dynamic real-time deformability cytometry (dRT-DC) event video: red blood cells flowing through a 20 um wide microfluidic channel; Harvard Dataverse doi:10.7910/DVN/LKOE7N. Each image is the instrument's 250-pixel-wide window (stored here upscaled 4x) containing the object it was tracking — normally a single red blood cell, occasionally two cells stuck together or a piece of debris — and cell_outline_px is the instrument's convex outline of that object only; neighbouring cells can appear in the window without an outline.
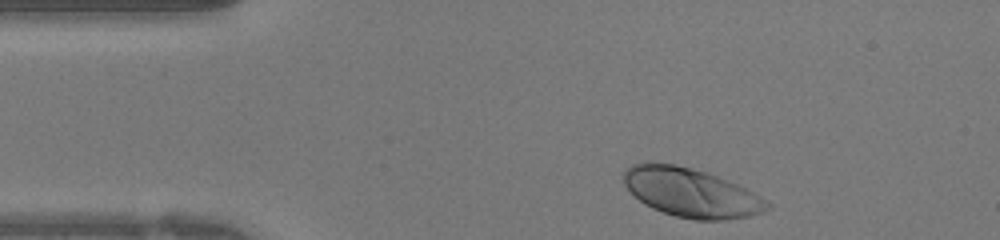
{"species": "human", "species_latin": "Homo sapiens", "temperature_condition": "warm", "stored_images_in_passage": 28, "camera_frame_rate_fps": 3000, "um_per_image_px": 0.085, "donor": {"sex": "female"}, "frame": {"image": 1, "passage_image": 1, "time_ms": 0.0, "image_size_px": [1000, 240], "cell_outline_px": [[772, 208], [764, 212], [748, 216], [724, 220], [696, 220], [676, 216], [652, 208], [644, 204], [624, 184], [624, 168], [632, 164], [644, 160], [648, 160], [676, 164], [708, 172], [736, 184], [760, 196], [772, 204]], "centroid_in_image_um": [58.72, 16.34], "position_along_channel_um": 26.3, "area_um2": 41.21}}
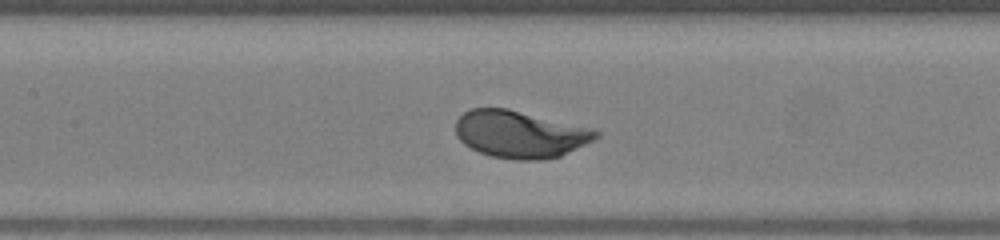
{"frame": {"image": 2, "passage_image": 13, "time_ms": 4.0, "image_size_px": [1000, 240], "cell_outline_px": [[600, 136], [560, 156], [540, 160], [516, 160], [492, 156], [480, 152], [464, 144], [456, 136], [456, 120], [464, 112], [472, 108], [508, 108], [592, 128], [600, 132]], "centroid_in_image_um": [44.19, 11.4], "position_along_channel_um": 163.2, "area_um2": 38.44}}
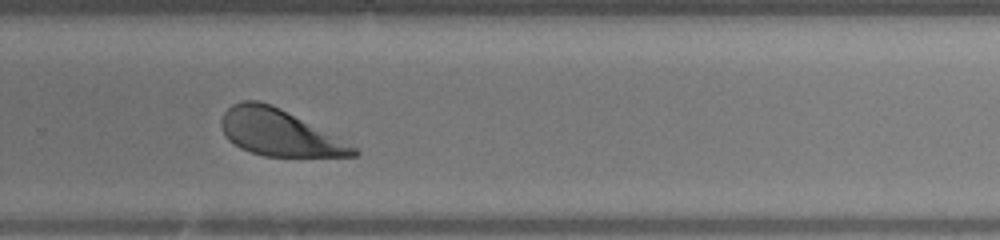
{"frame": {"image": 3, "passage_image": 22, "time_ms": 7.0, "image_size_px": [1000, 240], "cell_outline_px": [[360, 152], [356, 156], [264, 156], [240, 148], [228, 140], [224, 136], [220, 128], [220, 120], [224, 112], [232, 104], [244, 100], [260, 100], [272, 104], [280, 108], [356, 148]], "centroid_in_image_um": [23.62, 11.26], "position_along_channel_um": 306.2, "area_um2": 35.2}}